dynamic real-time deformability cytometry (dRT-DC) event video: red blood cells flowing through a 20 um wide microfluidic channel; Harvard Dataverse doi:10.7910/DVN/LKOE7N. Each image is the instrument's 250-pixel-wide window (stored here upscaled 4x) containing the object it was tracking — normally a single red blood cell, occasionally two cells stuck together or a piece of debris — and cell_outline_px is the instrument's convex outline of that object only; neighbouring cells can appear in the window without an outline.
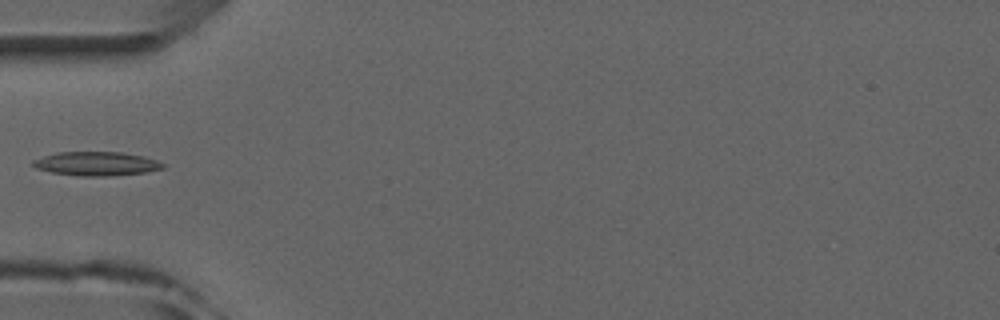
{"species": "common noctule bat (a hibernating species)", "species_latin": "Nyctalus noctula", "temperature_condition": "room temperature", "stored_images_in_passage": 5, "camera_frame_rate_fps": 3000, "um_per_image_px": 0.085, "animal": {"sex": "male", "forearm_length_mm": 52.5}, "frame": {"image": 1, "passage_image": 5, "time_ms": 4.333, "image_size_px": [1000, 320], "cell_outline_px": [[164, 168], [148, 172], [108, 176], [80, 176], [52, 172], [36, 168], [32, 164], [32, 160], [56, 152], [120, 152], [144, 156], [156, 160], [164, 164]], "centroid_in_image_um": [8.2, 13.91], "position_along_channel_um": 76.8, "area_um2": 18.09}}